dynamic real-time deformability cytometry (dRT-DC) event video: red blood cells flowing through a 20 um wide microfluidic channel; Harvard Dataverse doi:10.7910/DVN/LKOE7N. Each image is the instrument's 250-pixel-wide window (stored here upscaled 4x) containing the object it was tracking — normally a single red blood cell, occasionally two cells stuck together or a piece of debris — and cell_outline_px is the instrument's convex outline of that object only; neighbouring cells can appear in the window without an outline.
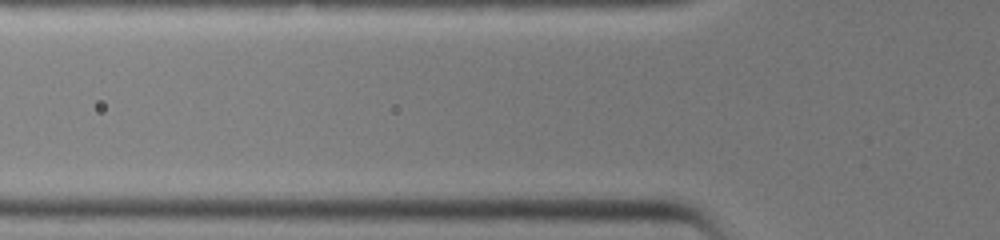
{"species": "common noctule bat (a hibernating species)", "species_latin": "Nyctalus noctula", "temperature_condition": "warm", "stored_images_in_passage": 4, "camera_frame_rate_fps": 3000, "um_per_image_px": 0.085, "animal": {"sex": "female", "body_mass_g": 19.0, "forearm_length_mm": 51.5}, "frame": {"image": 1, "passage_image": 2, "time_ms": 0.333, "image_size_px": [1000, 240], "cell_outline_px": [[608, 36], [588, 40], [492, 40], [472, 36], [472, 32], [516, 28], [596, 28], [608, 32]], "centroid_in_image_um": [46.09, 2.9], "position_along_channel_um": 79.7, "area_um2": 10.4}}